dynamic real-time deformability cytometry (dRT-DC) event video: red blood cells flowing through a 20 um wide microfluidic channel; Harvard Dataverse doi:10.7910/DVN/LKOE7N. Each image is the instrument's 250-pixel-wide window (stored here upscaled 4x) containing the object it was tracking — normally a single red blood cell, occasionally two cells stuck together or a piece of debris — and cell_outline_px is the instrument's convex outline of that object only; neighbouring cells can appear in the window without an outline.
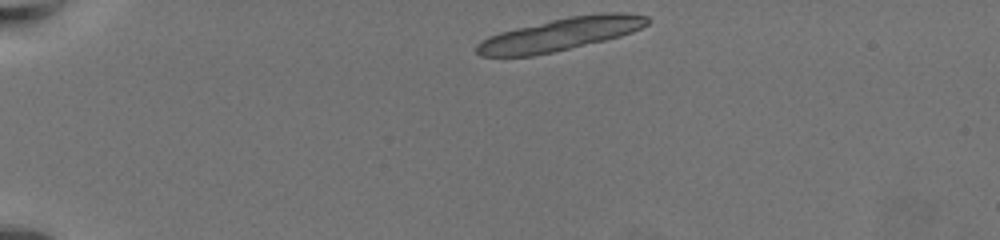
{"species": "common noctule bat (a hibernating species)", "species_latin": "Nyctalus noctula", "temperature_condition": "warm", "stored_images_in_passage": 13, "camera_frame_rate_fps": 3000, "um_per_image_px": 0.085, "animal": {"sex": "female", "body_mass_g": 19.5, "forearm_length_mm": 54.1}, "frame": {"image": 1, "passage_image": 1, "time_ms": 0.0, "image_size_px": [1000, 240], "cell_outline_px": [[652, 20], [648, 24], [632, 32], [620, 36], [604, 40], [552, 52], [532, 56], [480, 56], [476, 52], [476, 44], [480, 40], [488, 36], [500, 32], [516, 28], [568, 16], [604, 12], [624, 12], [648, 16]], "centroid_in_image_um": [47.64, 2.9], "position_along_channel_um": 37.4, "area_um2": 32.48}}